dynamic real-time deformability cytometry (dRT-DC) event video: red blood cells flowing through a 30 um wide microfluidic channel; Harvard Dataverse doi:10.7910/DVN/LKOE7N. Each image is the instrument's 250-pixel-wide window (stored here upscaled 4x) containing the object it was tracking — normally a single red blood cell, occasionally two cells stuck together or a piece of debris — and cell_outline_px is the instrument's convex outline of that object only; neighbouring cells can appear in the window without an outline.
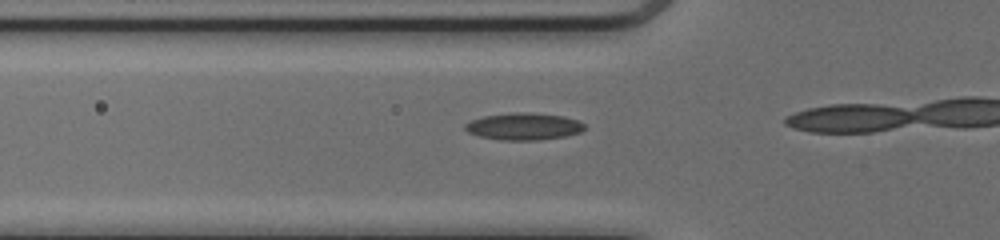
{"species": "common noctule bat (a hibernating species)", "species_latin": "Nyctalus noctula", "temperature_condition": "cold", "stored_images_in_passage": 14, "camera_frame_rate_fps": 3000, "um_per_image_px": 0.085, "animal": {"sex": "female", "body_mass_g": 17.0, "forearm_length_mm": 48.0}, "frame": {"image": 1, "passage_image": 12, "time_ms": 3.667, "image_size_px": [1000, 240], "cell_outline_px": [[584, 128], [580, 132], [564, 136], [536, 140], [500, 140], [480, 136], [468, 132], [464, 128], [464, 124], [472, 120], [484, 116], [512, 112], [524, 112], [564, 116], [576, 120], [584, 124]], "centroid_in_image_um": [44.48, 10.74], "position_along_channel_um": 81.3, "area_um2": 18.61}}